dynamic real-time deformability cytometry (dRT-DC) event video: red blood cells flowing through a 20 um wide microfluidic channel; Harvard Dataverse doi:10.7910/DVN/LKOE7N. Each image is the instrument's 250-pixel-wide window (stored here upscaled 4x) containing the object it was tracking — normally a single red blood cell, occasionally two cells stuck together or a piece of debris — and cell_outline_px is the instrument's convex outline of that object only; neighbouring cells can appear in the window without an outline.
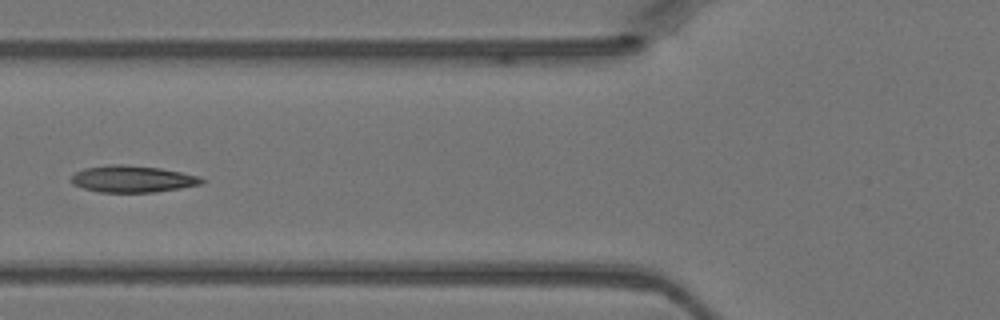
{"species": "Egyptian fruit bat (a non-hibernating species)", "species_latin": "Rousettus aegyptiacus", "temperature_condition": "warm", "stored_images_in_passage": 5, "camera_frame_rate_fps": 3000, "um_per_image_px": 0.085, "animal": {"sex": "female"}, "frame": {"image": 1, "passage_image": 5, "time_ms": 1.333, "image_size_px": [1000, 320], "cell_outline_px": [[204, 184], [156, 192], [100, 192], [84, 188], [72, 184], [68, 180], [76, 172], [84, 168], [108, 164], [124, 164], [160, 168], [200, 176], [204, 180]], "centroid_in_image_um": [11.25, 15.21], "position_along_channel_um": 114.5, "area_um2": 20.46}}